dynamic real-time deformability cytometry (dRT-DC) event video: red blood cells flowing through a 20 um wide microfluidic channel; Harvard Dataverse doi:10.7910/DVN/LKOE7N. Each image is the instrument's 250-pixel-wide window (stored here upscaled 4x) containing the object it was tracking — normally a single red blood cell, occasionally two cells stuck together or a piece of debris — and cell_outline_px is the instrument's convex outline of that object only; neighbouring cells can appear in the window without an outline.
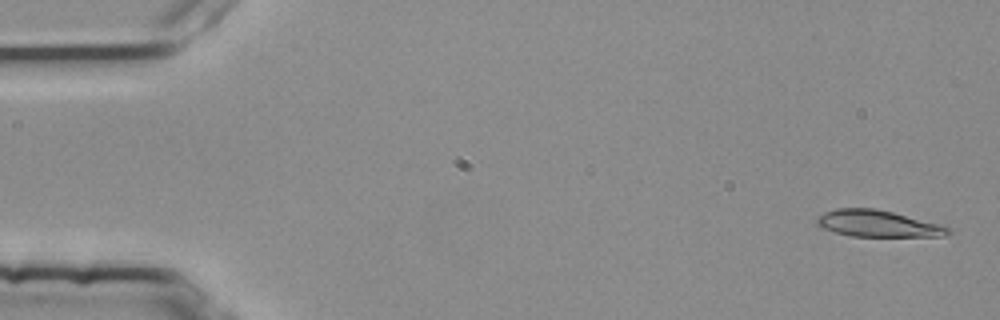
{"species": "common noctule bat (a hibernating species)", "species_latin": "Nyctalus noctula", "temperature_condition": "room temperature", "stored_images_in_passage": 4, "camera_frame_rate_fps": 3000, "um_per_image_px": 0.085, "animal": {"sex": "female", "body_mass_g": 25.1}, "frame": {"image": 1, "passage_image": 1, "time_ms": 0.0, "image_size_px": [1000, 320], "cell_outline_px": [[952, 232], [940, 236], [852, 236], [820, 228], [816, 224], [816, 220], [824, 212], [836, 208], [876, 208], [940, 224], [952, 228]], "centroid_in_image_um": [74.6, 19.0], "position_along_channel_um": 10.4, "area_um2": 20.23}}